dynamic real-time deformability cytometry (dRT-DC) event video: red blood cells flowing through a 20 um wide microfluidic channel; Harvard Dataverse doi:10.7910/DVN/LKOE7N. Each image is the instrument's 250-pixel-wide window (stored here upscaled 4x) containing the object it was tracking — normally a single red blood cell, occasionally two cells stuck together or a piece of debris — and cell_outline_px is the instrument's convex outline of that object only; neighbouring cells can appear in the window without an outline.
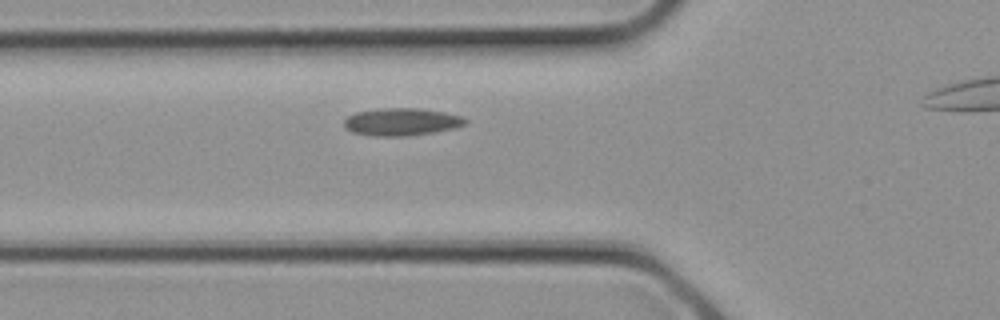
{"species": "common noctule bat (a hibernating species)", "species_latin": "Nyctalus noctula", "temperature_condition": "cold", "stored_images_in_passage": 5, "camera_frame_rate_fps": 3000, "um_per_image_px": 0.085, "animal": {"sex": "female", "body_mass_g": 21.9}, "frame": {"image": 1, "passage_image": 3, "time_ms": 0.667, "image_size_px": [1000, 320], "cell_outline_px": [[468, 120], [464, 124], [456, 128], [408, 136], [372, 136], [352, 132], [344, 128], [344, 120], [348, 116], [356, 112], [380, 108], [420, 108], [444, 112], [460, 116]], "centroid_in_image_um": [34.1, 10.36], "position_along_channel_um": 91.7, "area_um2": 19.48}}
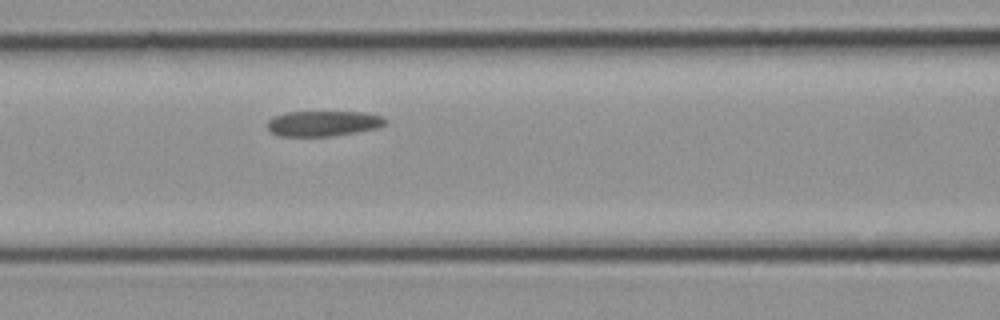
{"frame": {"image": 2, "passage_image": 5, "time_ms": 1.333, "image_size_px": [1000, 320], "cell_outline_px": [[388, 124], [376, 128], [356, 132], [332, 136], [280, 136], [272, 132], [268, 128], [268, 120], [276, 116], [288, 112], [364, 112], [384, 116], [388, 120]], "centroid_in_image_um": [27.55, 10.49], "position_along_channel_um": 139.1, "area_um2": 17.46}}